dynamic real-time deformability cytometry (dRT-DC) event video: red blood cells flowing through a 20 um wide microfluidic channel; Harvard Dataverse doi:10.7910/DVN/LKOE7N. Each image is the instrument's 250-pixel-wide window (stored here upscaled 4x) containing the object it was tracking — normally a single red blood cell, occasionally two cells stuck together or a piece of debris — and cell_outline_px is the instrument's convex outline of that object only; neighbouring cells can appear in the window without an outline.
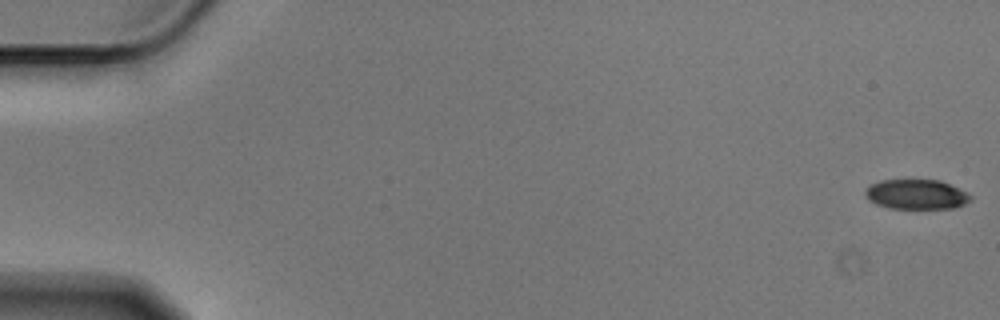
{"species": "Egyptian fruit bat (a non-hibernating species)", "species_latin": "Rousettus aegyptiacus", "temperature_condition": "cold", "stored_images_in_passage": 57, "camera_frame_rate_fps": 3000, "um_per_image_px": 0.085, "animal": {"sex": "male"}, "frame": {"image": 1, "passage_image": 1, "time_ms": 0.0, "image_size_px": [1000, 320], "cell_outline_px": [[972, 200], [956, 208], [888, 208], [876, 204], [868, 200], [864, 192], [872, 184], [880, 180], [908, 176], [940, 180], [972, 196]], "centroid_in_image_um": [77.85, 16.47], "position_along_channel_um": 7.2, "area_um2": 18.96}}
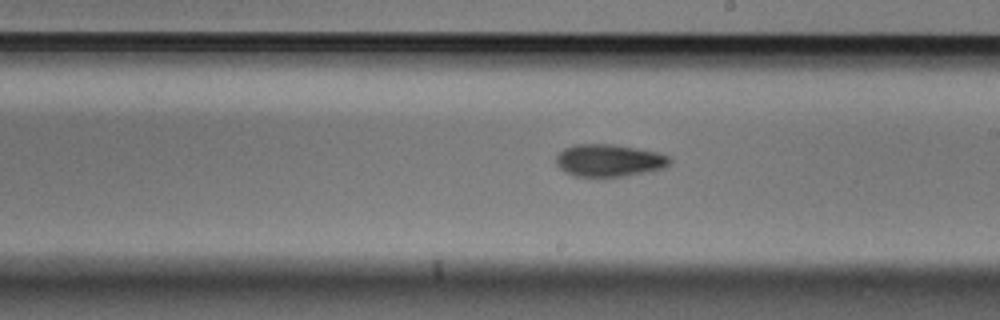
{"frame": {"image": 2, "passage_image": 33, "time_ms": 10.667, "image_size_px": [1000, 320], "cell_outline_px": [[672, 164], [664, 168], [624, 176], [572, 176], [564, 172], [556, 164], [556, 156], [564, 148], [572, 144], [616, 144], [660, 152], [668, 156], [672, 160]], "centroid_in_image_um": [51.78, 13.62], "position_along_channel_um": 237.2, "area_um2": 21.68}}
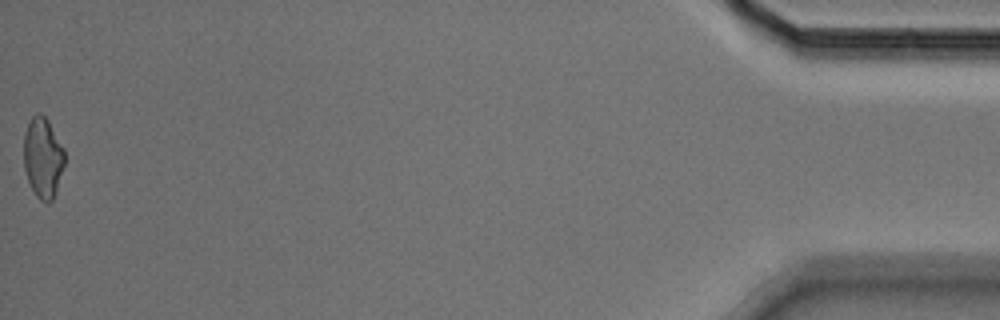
{"frame": {"image": 3, "passage_image": 57, "time_ms": 18.667, "image_size_px": [1000, 320], "cell_outline_px": [[64, 164], [52, 200], [48, 204], [40, 200], [36, 196], [28, 180], [24, 168], [24, 132], [32, 116], [36, 112], [40, 112], [48, 120], [64, 148]], "centroid_in_image_um": [3.63, 13.37], "position_along_channel_um": 431.6, "area_um2": 19.02}, "authors_computed_cell_mechanics": {"area_um2": 20.4612, "velocity_mm_per_s": 3.5827, "shape_relaxation_time_tau1_ms": 3.0718, "shape_relaxation_time_tau2_ms": 5.4947, "deformation_change_tau1": 0.102, "deformation_change_tau2": 0.1233}}